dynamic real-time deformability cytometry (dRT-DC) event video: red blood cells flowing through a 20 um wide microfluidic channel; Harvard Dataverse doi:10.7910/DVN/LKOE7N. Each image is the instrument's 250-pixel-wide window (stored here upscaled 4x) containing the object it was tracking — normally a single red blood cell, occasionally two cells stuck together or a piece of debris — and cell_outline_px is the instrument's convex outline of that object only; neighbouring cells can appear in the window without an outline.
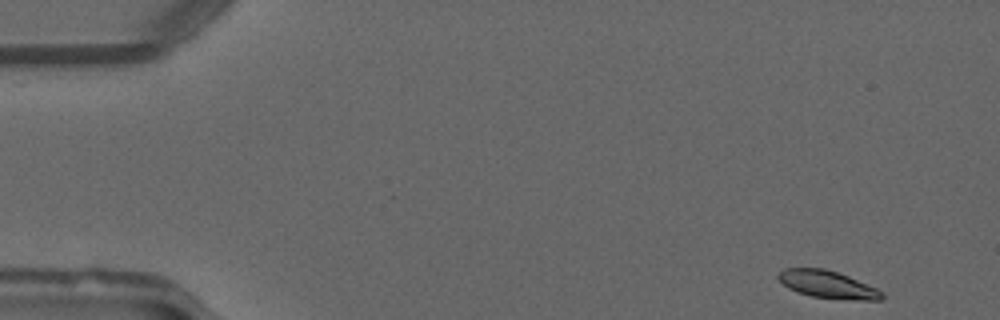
{"species": "common noctule bat (a hibernating species)", "species_latin": "Nyctalus noctula", "temperature_condition": "warm", "stored_images_in_passage": 47, "camera_frame_rate_fps": 3000, "um_per_image_px": 0.085, "animal": {"sex": "male", "forearm_length_mm": 52.5}, "frame": {"image": 1, "passage_image": 1, "time_ms": 0.0, "image_size_px": [1000, 320], "cell_outline_px": [[884, 296], [880, 300], [860, 300], [812, 296], [796, 292], [788, 288], [776, 276], [784, 268], [824, 268], [848, 276], [876, 288], [884, 292]], "centroid_in_image_um": [70.34, 24.17], "position_along_channel_um": 14.7, "area_um2": 16.36}}
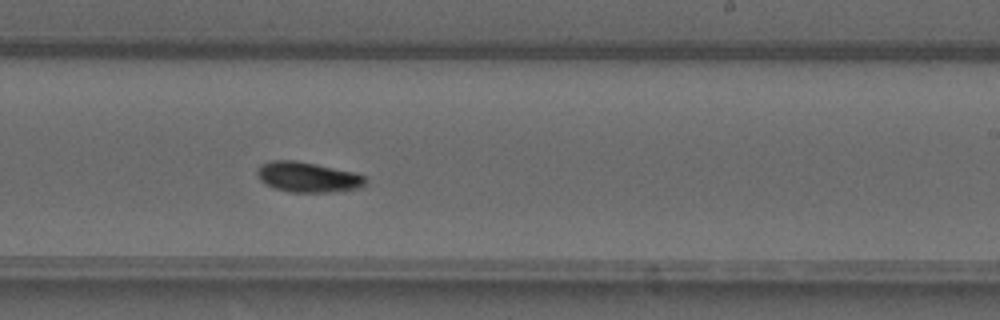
{"frame": {"image": 2, "passage_image": 28, "time_ms": 9.0, "image_size_px": [1000, 320], "cell_outline_px": [[368, 180], [364, 188], [332, 192], [292, 192], [272, 188], [264, 184], [260, 180], [256, 172], [256, 168], [260, 164], [272, 160], [292, 160], [316, 164], [352, 172], [364, 176]], "centroid_in_image_um": [26.15, 15.06], "position_along_channel_um": 262.9, "area_um2": 19.31}}
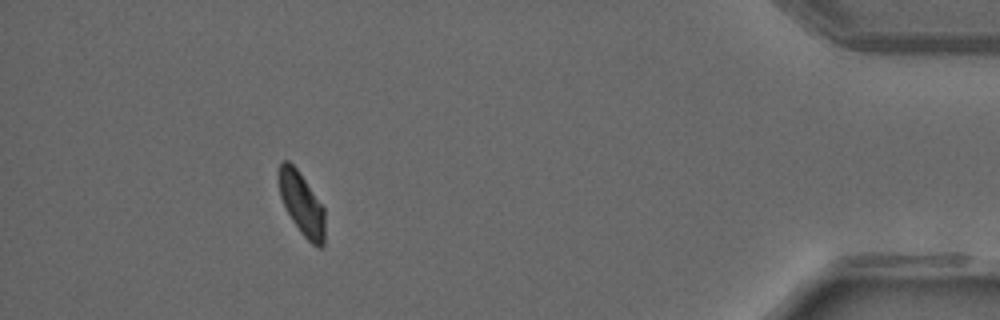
{"frame": {"image": 3, "passage_image": 43, "time_ms": 14.0, "image_size_px": [1000, 320], "cell_outline_px": [[324, 248], [320, 248], [312, 244], [300, 232], [292, 220], [280, 196], [276, 180], [276, 172], [280, 164], [284, 160], [288, 160], [296, 168], [324, 208]], "centroid_in_image_um": [25.61, 17.3], "position_along_channel_um": 409.6, "area_um2": 16.88}, "authors_computed_cell_mechanics": {"area_um2": 17.7446, "velocity_mm_per_s": 4.0791, "shape_relaxation_time_tau1_ms": 6.3473, "shape_relaxation_time_tau2_ms": 4.3307, "deformation_change_tau1": 0.1644, "deformation_change_tau2": 0.084}}